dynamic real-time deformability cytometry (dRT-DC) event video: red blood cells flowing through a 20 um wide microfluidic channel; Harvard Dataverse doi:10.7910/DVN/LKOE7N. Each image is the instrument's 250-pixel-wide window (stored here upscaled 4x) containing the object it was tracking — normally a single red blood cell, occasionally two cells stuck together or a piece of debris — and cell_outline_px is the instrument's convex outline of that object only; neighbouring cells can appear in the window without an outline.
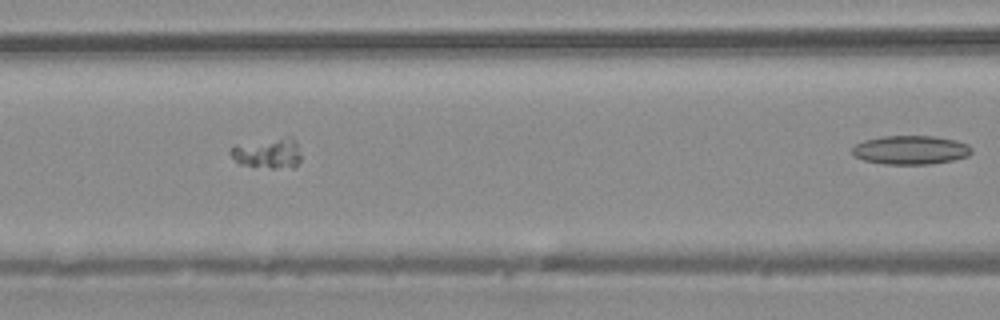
{"species": "common noctule bat (a hibernating species)", "species_latin": "Nyctalus noctula", "temperature_condition": "warm", "stored_images_in_passage": 8, "segment_of_instrument_passage": [2, 2], "camera_frame_rate_fps": 3000, "um_per_image_px": 0.085, "animal": {"sex": "male", "body_mass_g": 20.4}, "frame": {"image": 1, "passage_image": 8, "time_ms": 2.333, "image_size_px": [1000, 320], "cell_outline_px": [[972, 152], [968, 156], [952, 160], [932, 164], [884, 164], [864, 160], [856, 156], [852, 152], [852, 148], [856, 144], [864, 140], [884, 136], [936, 136], [956, 140], [968, 144], [972, 148]], "centroid_in_image_um": [77.43, 12.74], "position_along_channel_um": 89.2, "area_um2": 20.06}}